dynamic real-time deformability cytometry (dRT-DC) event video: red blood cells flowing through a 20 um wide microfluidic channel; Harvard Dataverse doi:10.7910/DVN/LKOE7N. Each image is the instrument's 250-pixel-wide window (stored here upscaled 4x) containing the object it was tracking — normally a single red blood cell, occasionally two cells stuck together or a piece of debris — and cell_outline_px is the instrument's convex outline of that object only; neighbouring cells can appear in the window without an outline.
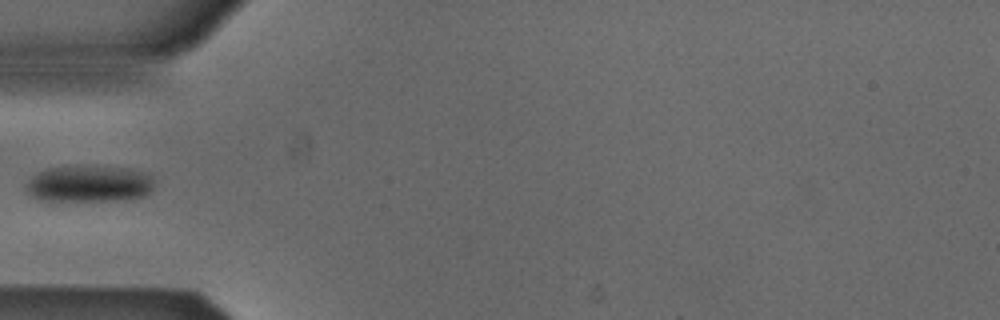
{"species": "Egyptian fruit bat (a non-hibernating species)", "species_latin": "Rousettus aegyptiacus", "temperature_condition": "cold", "stored_images_in_passage": 38, "camera_frame_rate_fps": 3000, "um_per_image_px": 0.085, "animal": {"sex": "male"}, "frame": {"image": 1, "passage_image": 3, "time_ms": 0.667, "image_size_px": [1000, 320], "cell_outline_px": [[152, 188], [144, 196], [124, 200], [40, 200], [32, 196], [28, 192], [28, 184], [32, 176], [48, 168], [124, 168], [140, 172], [152, 176]], "centroid_in_image_um": [7.59, 15.66], "position_along_channel_um": 77.4, "area_um2": 26.07}}
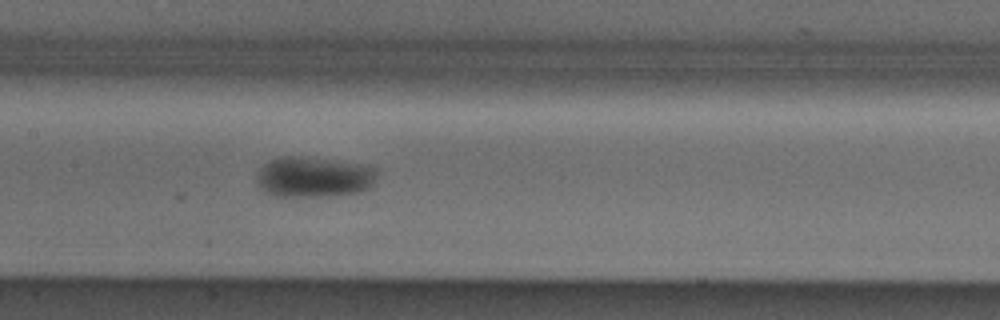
{"frame": {"image": 2, "passage_image": 11, "time_ms": 3.333, "image_size_px": [1000, 320], "cell_outline_px": [[380, 168], [372, 184], [368, 188], [360, 192], [332, 196], [276, 196], [260, 188], [256, 184], [256, 176], [260, 168], [264, 164], [272, 160], [284, 156], [300, 156], [372, 164]], "centroid_in_image_um": [26.74, 15.03], "position_along_channel_um": 180.7, "area_um2": 28.96}}
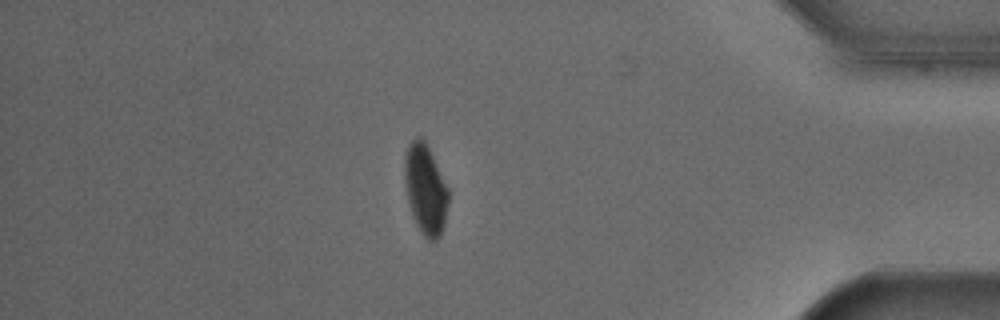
{"frame": {"image": 3, "passage_image": 31, "time_ms": 10.0, "image_size_px": [1000, 320], "cell_outline_px": [[448, 204], [444, 224], [440, 236], [436, 240], [428, 240], [420, 232], [416, 224], [408, 200], [404, 180], [404, 156], [408, 144], [416, 136], [420, 136], [424, 140], [448, 188]], "centroid_in_image_um": [36.14, 16.09], "position_along_channel_um": 399.1, "area_um2": 22.77}, "authors_computed_cell_mechanics": {"area_um2": 25.6343, "velocity_mm_per_s": 3.863, "shape_relaxation_time_tau1_ms": 3.1893, "shape_relaxation_time_tau2_ms": 7.8344, "deformation_change_tau1": 0.0928, "deformation_change_tau2": 0.0666}}